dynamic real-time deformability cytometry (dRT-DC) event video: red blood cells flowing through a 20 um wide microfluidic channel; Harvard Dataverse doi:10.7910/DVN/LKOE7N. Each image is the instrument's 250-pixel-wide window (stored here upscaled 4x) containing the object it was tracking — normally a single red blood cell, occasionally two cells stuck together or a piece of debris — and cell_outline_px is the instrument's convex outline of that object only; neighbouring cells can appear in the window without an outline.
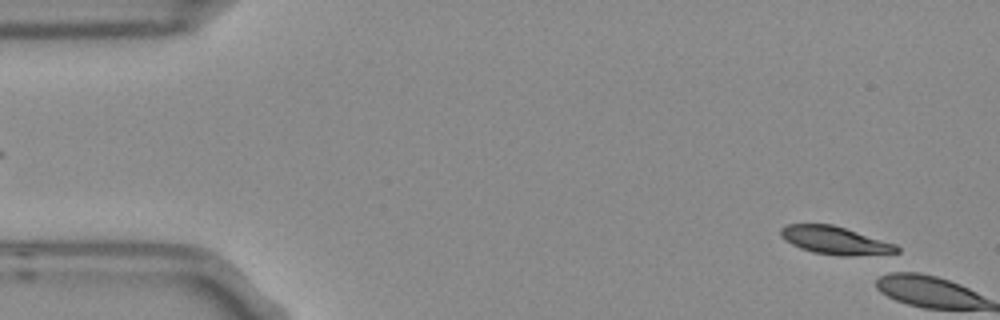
{"species": "Egyptian fruit bat (a non-hibernating species)", "species_latin": "Rousettus aegyptiacus", "temperature_condition": "room temperature", "stored_images_in_passage": 5, "segment_of_instrument_passage": [2, 2], "camera_frame_rate_fps": 3000, "um_per_image_px": 0.085, "frame": {"image": 1, "passage_image": 5, "time_ms": 1.333, "image_size_px": [1000, 320], "cell_outline_px": [[900, 252], [892, 256], [840, 256], [812, 252], [800, 248], [784, 240], [780, 236], [780, 228], [788, 224], [832, 224], [896, 244], [900, 248]], "centroid_in_image_um": [71.08, 20.47], "position_along_channel_um": 13.9, "area_um2": 19.42}}